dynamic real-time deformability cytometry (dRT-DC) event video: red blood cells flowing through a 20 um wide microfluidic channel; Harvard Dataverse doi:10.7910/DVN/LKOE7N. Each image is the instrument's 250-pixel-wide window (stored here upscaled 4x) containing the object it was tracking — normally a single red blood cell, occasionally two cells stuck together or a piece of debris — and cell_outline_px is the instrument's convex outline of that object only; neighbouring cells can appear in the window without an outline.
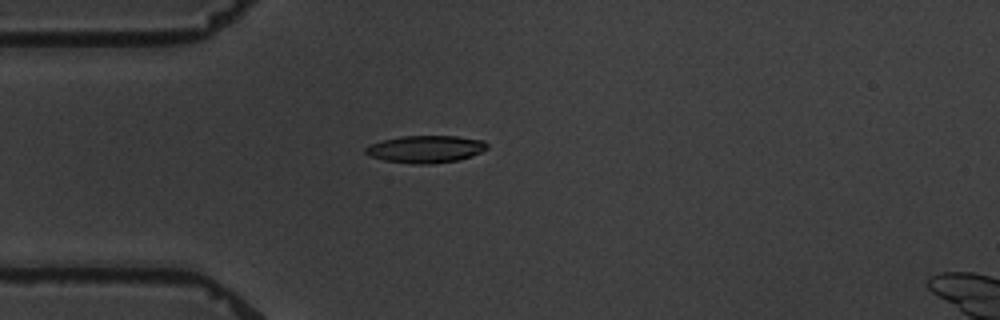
{"species": "common noctule bat (a hibernating species)", "species_latin": "Nyctalus noctula", "temperature_condition": "warm", "stored_images_in_passage": 4, "camera_frame_rate_fps": 3000, "um_per_image_px": 0.085, "animal": {"sex": "male", "body_mass_g": 19.5, "forearm_length_mm": 54.6}, "frame": {"image": 1, "passage_image": 2, "time_ms": 1.333, "image_size_px": [1000, 320], "cell_outline_px": [[488, 148], [472, 156], [456, 160], [432, 164], [412, 164], [384, 160], [368, 156], [364, 152], [364, 148], [372, 144], [384, 140], [400, 136], [456, 136], [484, 140], [488, 144]], "centroid_in_image_um": [36.18, 12.67], "position_along_channel_um": 48.8, "area_um2": 19.36}}